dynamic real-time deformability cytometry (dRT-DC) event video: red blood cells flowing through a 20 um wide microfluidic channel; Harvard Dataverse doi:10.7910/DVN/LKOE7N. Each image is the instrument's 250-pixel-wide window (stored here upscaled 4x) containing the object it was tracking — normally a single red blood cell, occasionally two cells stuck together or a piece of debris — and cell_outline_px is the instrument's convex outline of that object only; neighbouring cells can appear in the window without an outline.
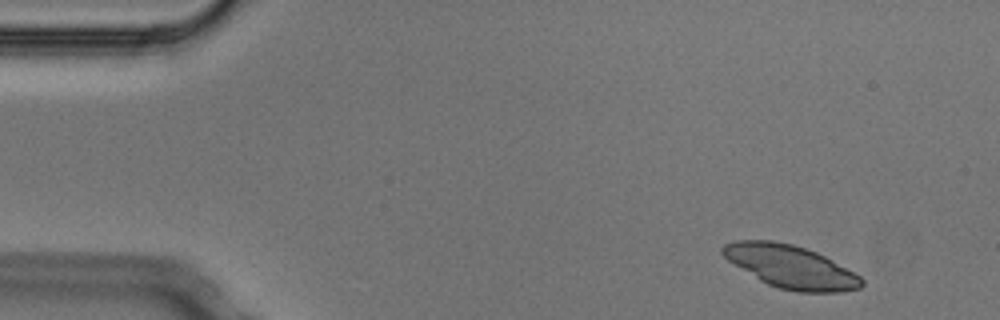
{"species": "Egyptian fruit bat (a non-hibernating species)", "species_latin": "Rousettus aegyptiacus", "temperature_condition": "cold", "stored_images_in_passage": 4, "camera_frame_rate_fps": 3000, "um_per_image_px": 0.085, "animal": {"sex": "male"}, "frame": {"image": 1, "passage_image": 1, "time_ms": 0.0, "image_size_px": [1000, 320], "cell_outline_px": [[864, 284], [860, 288], [840, 292], [796, 292], [780, 288], [768, 284], [760, 280], [728, 260], [720, 252], [720, 248], [724, 244], [736, 240], [772, 240], [792, 244], [816, 252], [824, 256], [860, 276], [864, 280]], "centroid_in_image_um": [67.19, 22.66], "position_along_channel_um": 17.8, "area_um2": 34.45}}